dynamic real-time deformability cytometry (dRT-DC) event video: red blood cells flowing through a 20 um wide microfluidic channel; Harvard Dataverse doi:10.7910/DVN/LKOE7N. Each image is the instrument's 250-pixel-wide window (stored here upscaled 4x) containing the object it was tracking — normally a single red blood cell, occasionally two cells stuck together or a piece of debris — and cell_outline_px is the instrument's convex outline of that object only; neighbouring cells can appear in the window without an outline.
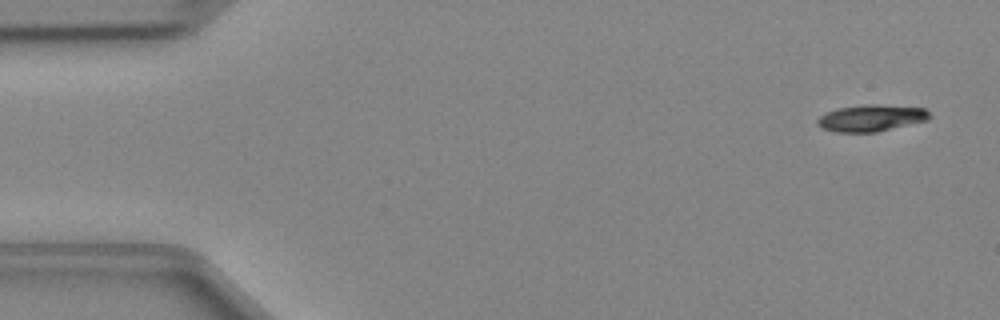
{"species": "Egyptian fruit bat (a non-hibernating species)", "species_latin": "Rousettus aegyptiacus", "temperature_condition": "cold", "stored_images_in_passage": 47, "camera_frame_rate_fps": 3000, "um_per_image_px": 0.085, "animal": {"sex": "female"}, "frame": {"image": 1, "passage_image": 2, "time_ms": 0.333, "image_size_px": [1000, 320], "cell_outline_px": [[932, 116], [928, 120], [876, 132], [836, 132], [820, 128], [816, 124], [816, 120], [820, 116], [836, 108], [864, 104], [876, 104], [924, 108]], "centroid_in_image_um": [74.02, 10.03], "position_along_channel_um": 11.0, "area_um2": 17.51}}
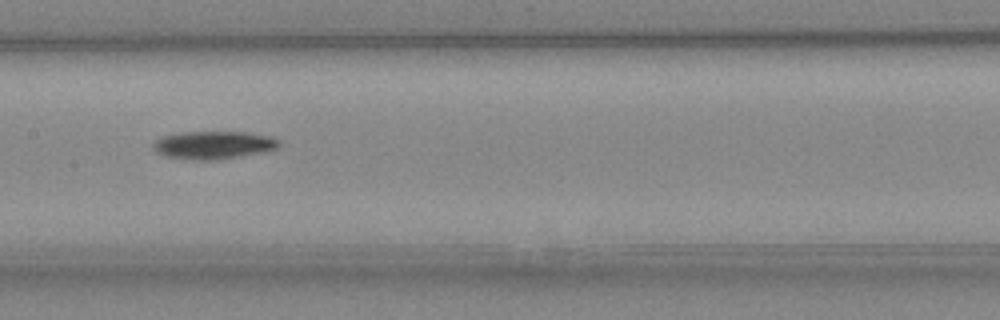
{"frame": {"image": 2, "passage_image": 23, "time_ms": 7.333, "image_size_px": [1000, 320], "cell_outline_px": [[280, 144], [276, 148], [264, 152], [220, 160], [192, 160], [168, 156], [156, 152], [152, 148], [152, 144], [156, 140], [164, 136], [180, 132], [248, 132], [272, 136], [280, 140]], "centroid_in_image_um": [18.18, 12.33], "position_along_channel_um": 189.2, "area_um2": 20.63}}
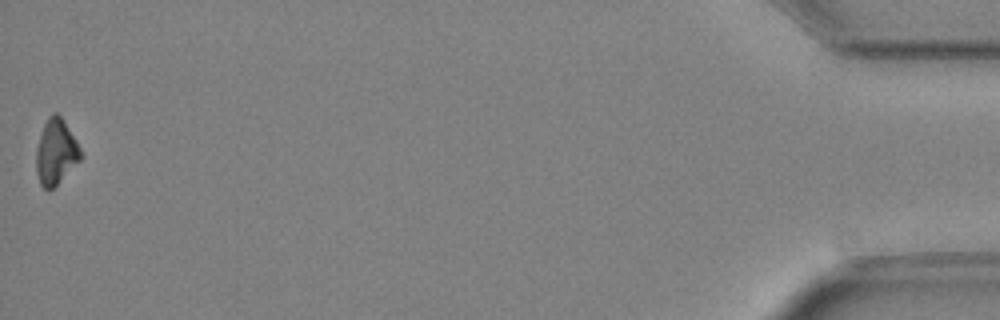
{"frame": {"image": 3, "passage_image": 47, "time_ms": 15.333, "image_size_px": [1000, 320], "cell_outline_px": [[84, 156], [48, 192], [40, 184], [36, 172], [36, 148], [44, 124], [48, 116], [52, 112], [56, 112], [60, 116], [76, 140]], "centroid_in_image_um": [4.74, 12.91], "position_along_channel_um": 430.5, "area_um2": 16.76}}